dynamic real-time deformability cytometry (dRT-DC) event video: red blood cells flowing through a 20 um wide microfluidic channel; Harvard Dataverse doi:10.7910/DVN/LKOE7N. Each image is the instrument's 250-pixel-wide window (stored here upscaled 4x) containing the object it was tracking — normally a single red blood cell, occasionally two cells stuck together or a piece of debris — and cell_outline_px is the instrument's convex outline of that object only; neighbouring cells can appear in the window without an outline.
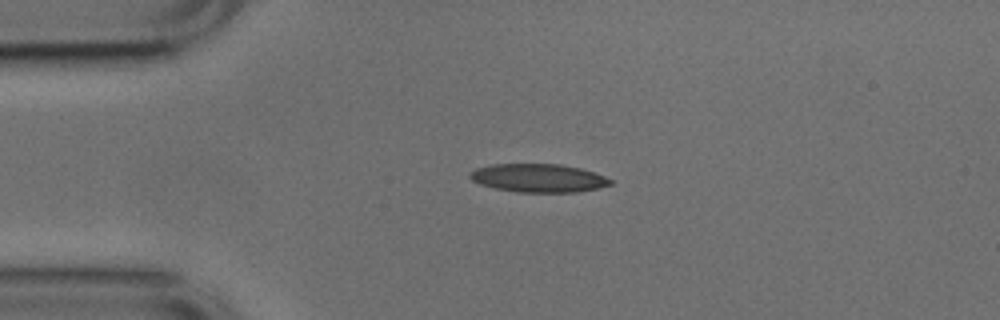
{"species": "common noctule bat (a hibernating species)", "species_latin": "Nyctalus noctula", "temperature_condition": "cold", "stored_images_in_passage": 4, "camera_frame_rate_fps": 3000, "um_per_image_px": 0.085, "animal": {"sex": "male", "body_mass_g": 17.9, "forearm_length_mm": 54.2}, "frame": {"image": 1, "passage_image": 1, "time_ms": 0.0, "image_size_px": [1000, 320], "cell_outline_px": [[612, 184], [600, 188], [576, 192], [516, 192], [496, 188], [480, 184], [472, 180], [468, 176], [468, 172], [476, 168], [492, 164], [560, 164], [580, 168], [604, 176], [612, 180]], "centroid_in_image_um": [45.75, 15.13], "position_along_channel_um": 39.3, "area_um2": 23.24}}